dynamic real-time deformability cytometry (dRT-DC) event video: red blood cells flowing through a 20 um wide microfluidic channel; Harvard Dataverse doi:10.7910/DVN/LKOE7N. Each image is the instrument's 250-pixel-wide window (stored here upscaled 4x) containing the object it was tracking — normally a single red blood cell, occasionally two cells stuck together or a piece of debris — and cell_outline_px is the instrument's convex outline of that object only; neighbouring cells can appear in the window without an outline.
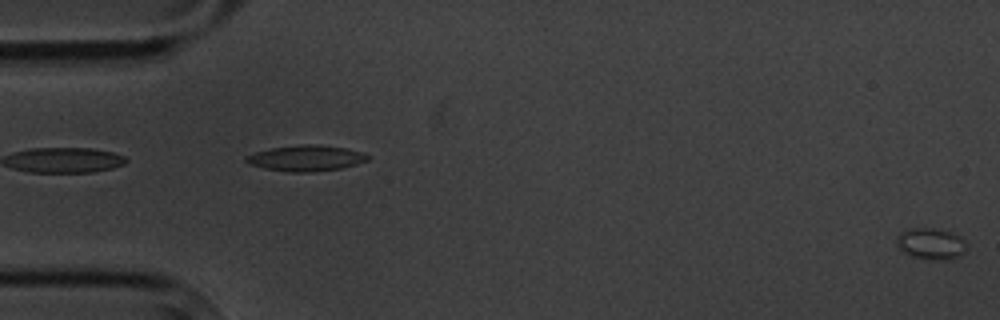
{"species": "common noctule bat (a hibernating species)", "species_latin": "Nyctalus noctula", "temperature_condition": "cold", "stored_images_in_passage": 4, "camera_frame_rate_fps": 3000, "um_per_image_px": 0.085, "animal": {"sex": "male", "body_mass_g": 20.1, "forearm_length_mm": 53.5}, "frame": {"image": 1, "passage_image": 4, "time_ms": 3.333, "image_size_px": [1000, 320], "cell_outline_px": [[964, 252], [960, 256], [948, 260], [936, 260], [908, 256], [900, 252], [896, 248], [896, 236], [904, 228], [932, 228], [948, 232], [960, 236], [964, 240]], "centroid_in_image_um": [79.02, 20.73], "position_along_channel_um": 6.0, "area_um2": 13.06}}